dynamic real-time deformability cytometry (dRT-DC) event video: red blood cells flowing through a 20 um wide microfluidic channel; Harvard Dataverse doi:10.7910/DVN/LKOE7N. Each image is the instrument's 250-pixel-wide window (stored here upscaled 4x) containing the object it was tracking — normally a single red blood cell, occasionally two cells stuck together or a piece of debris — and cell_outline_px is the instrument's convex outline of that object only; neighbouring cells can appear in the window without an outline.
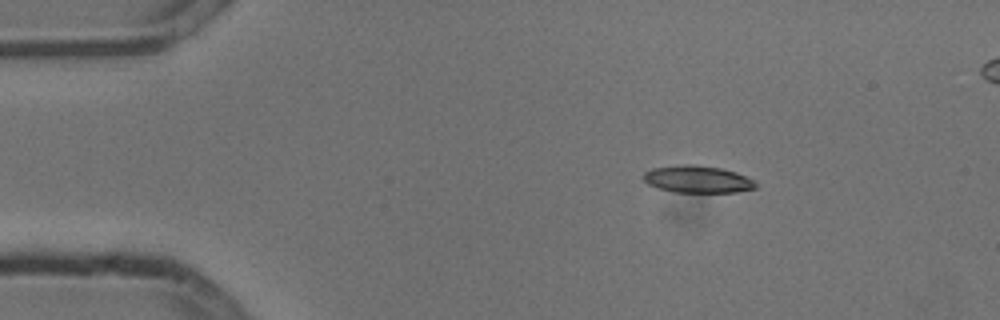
{"species": "common noctule bat (a hibernating species)", "species_latin": "Nyctalus noctula", "temperature_condition": "cold", "stored_images_in_passage": 4, "segment_of_instrument_passage": [1, 2], "camera_frame_rate_fps": 3000, "um_per_image_px": 0.085, "animal": {"sex": "male", "body_mass_g": 13.3}, "frame": {"image": 1, "passage_image": 1, "time_ms": 0.0, "image_size_px": [1000, 320], "cell_outline_px": [[756, 188], [736, 192], [672, 192], [656, 188], [648, 184], [644, 180], [644, 172], [652, 168], [680, 164], [696, 164], [720, 168], [736, 172], [756, 180]], "centroid_in_image_um": [59.29, 15.23], "position_along_channel_um": 25.7, "area_um2": 17.98}}